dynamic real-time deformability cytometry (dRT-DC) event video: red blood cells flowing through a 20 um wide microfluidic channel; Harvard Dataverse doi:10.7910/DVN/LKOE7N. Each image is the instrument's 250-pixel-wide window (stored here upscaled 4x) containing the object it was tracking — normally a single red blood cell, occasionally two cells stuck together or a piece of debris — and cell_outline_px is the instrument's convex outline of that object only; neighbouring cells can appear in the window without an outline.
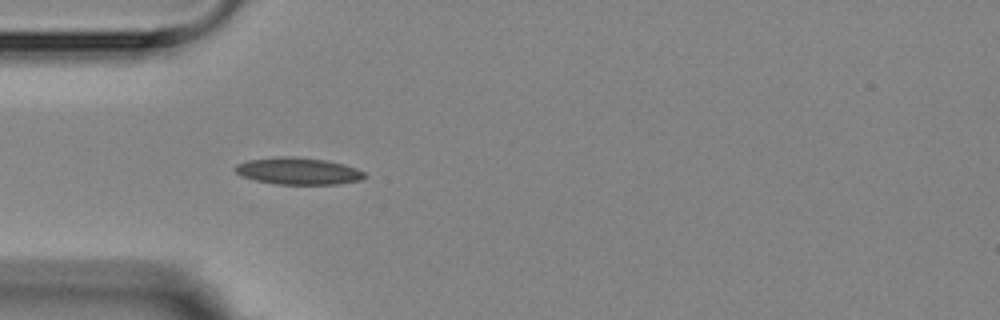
{"species": "Egyptian fruit bat (a non-hibernating species)", "species_latin": "Rousettus aegyptiacus", "temperature_condition": "room temperature", "stored_images_in_passage": 7, "camera_frame_rate_fps": 3000, "um_per_image_px": 0.085, "animal": {"sex": "female"}, "frame": {"image": 1, "passage_image": 4, "time_ms": 5.0, "image_size_px": [1000, 320], "cell_outline_px": [[368, 176], [360, 180], [340, 184], [276, 184], [256, 180], [244, 176], [236, 172], [236, 164], [248, 160], [280, 156], [292, 156], [324, 160], [344, 164], [356, 168], [364, 172]], "centroid_in_image_um": [25.39, 14.54], "position_along_channel_um": 59.6, "area_um2": 20.17}}
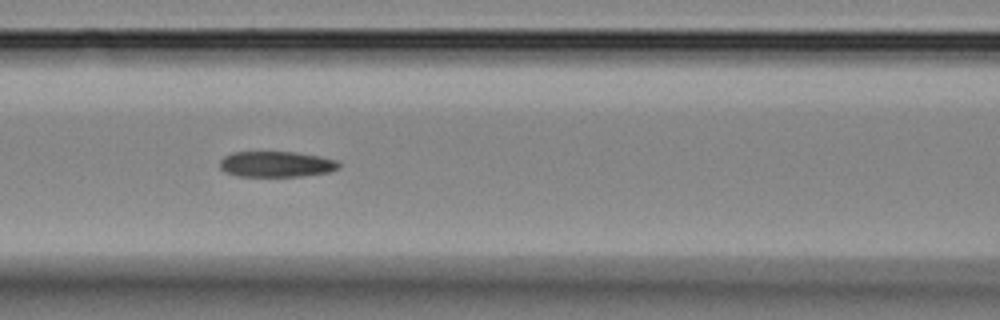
{"frame": {"image": 2, "passage_image": 6, "time_ms": 7.333, "image_size_px": [1000, 320], "cell_outline_px": [[340, 168], [328, 172], [304, 176], [236, 176], [224, 172], [220, 168], [220, 160], [224, 156], [232, 152], [296, 152], [320, 156], [336, 160], [340, 164]], "centroid_in_image_um": [23.47, 13.95], "position_along_channel_um": 143.1, "area_um2": 17.98}}
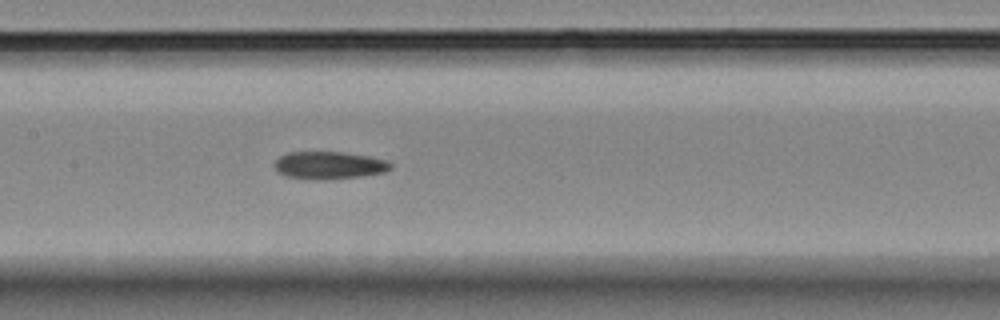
{"frame": {"image": 3, "passage_image": 7, "time_ms": 8.333, "image_size_px": [1000, 320], "cell_outline_px": [[392, 168], [384, 172], [360, 176], [288, 176], [276, 172], [276, 160], [280, 156], [288, 152], [340, 152], [368, 156], [388, 160], [392, 164]], "centroid_in_image_um": [28.03, 13.98], "position_along_channel_um": 179.4, "area_um2": 17.4}}